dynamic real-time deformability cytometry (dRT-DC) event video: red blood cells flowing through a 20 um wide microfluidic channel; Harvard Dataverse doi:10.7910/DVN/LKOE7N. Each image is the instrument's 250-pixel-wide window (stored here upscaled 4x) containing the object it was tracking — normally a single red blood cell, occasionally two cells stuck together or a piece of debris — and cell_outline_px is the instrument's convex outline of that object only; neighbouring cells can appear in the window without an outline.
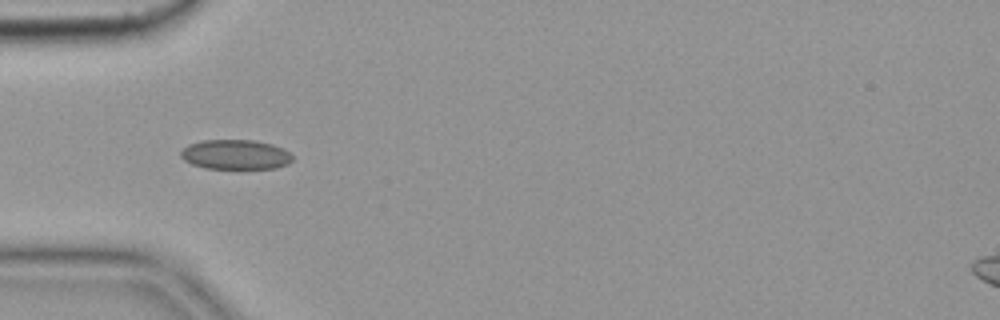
{"species": "common noctule bat (a hibernating species)", "species_latin": "Nyctalus noctula", "temperature_condition": "cold", "stored_images_in_passage": 9, "camera_frame_rate_fps": 3000, "um_per_image_px": 0.085, "animal": {"sex": "female", "body_mass_g": 19.9}, "frame": {"image": 1, "passage_image": 3, "time_ms": 0.667, "image_size_px": [1000, 320], "cell_outline_px": [[292, 160], [288, 164], [276, 168], [204, 168], [192, 164], [184, 160], [180, 156], [180, 152], [188, 144], [204, 140], [256, 140], [272, 144], [284, 148], [292, 156]], "centroid_in_image_um": [20.02, 13.13], "position_along_channel_um": 65.0, "area_um2": 19.36}}